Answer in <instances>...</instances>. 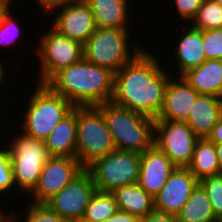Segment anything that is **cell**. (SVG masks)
Wrapping results in <instances>:
<instances>
[{"label":"cell","instance_id":"obj_1","mask_svg":"<svg viewBox=\"0 0 222 222\" xmlns=\"http://www.w3.org/2000/svg\"><path fill=\"white\" fill-rule=\"evenodd\" d=\"M146 50L142 49L114 74L111 102L156 119L163 106L166 85L173 76L159 65L160 56Z\"/></svg>","mask_w":222,"mask_h":222},{"label":"cell","instance_id":"obj_2","mask_svg":"<svg viewBox=\"0 0 222 222\" xmlns=\"http://www.w3.org/2000/svg\"><path fill=\"white\" fill-rule=\"evenodd\" d=\"M114 73L84 58L55 73L45 84L75 107L99 106L113 96Z\"/></svg>","mask_w":222,"mask_h":222},{"label":"cell","instance_id":"obj_3","mask_svg":"<svg viewBox=\"0 0 222 222\" xmlns=\"http://www.w3.org/2000/svg\"><path fill=\"white\" fill-rule=\"evenodd\" d=\"M97 107L105 118L116 149L141 154L154 144L155 119L111 101Z\"/></svg>","mask_w":222,"mask_h":222},{"label":"cell","instance_id":"obj_4","mask_svg":"<svg viewBox=\"0 0 222 222\" xmlns=\"http://www.w3.org/2000/svg\"><path fill=\"white\" fill-rule=\"evenodd\" d=\"M34 93L28 97L20 116L21 126L19 129L25 135L37 140L44 141L54 127L67 115H69L74 105L62 95L53 92L46 84L37 83Z\"/></svg>","mask_w":222,"mask_h":222},{"label":"cell","instance_id":"obj_5","mask_svg":"<svg viewBox=\"0 0 222 222\" xmlns=\"http://www.w3.org/2000/svg\"><path fill=\"white\" fill-rule=\"evenodd\" d=\"M130 32L129 29L97 27L83 44V58L115 74L144 49L138 41L131 39Z\"/></svg>","mask_w":222,"mask_h":222},{"label":"cell","instance_id":"obj_6","mask_svg":"<svg viewBox=\"0 0 222 222\" xmlns=\"http://www.w3.org/2000/svg\"><path fill=\"white\" fill-rule=\"evenodd\" d=\"M115 150L101 110L97 106L77 107L75 157L81 166L86 169L95 160Z\"/></svg>","mask_w":222,"mask_h":222},{"label":"cell","instance_id":"obj_7","mask_svg":"<svg viewBox=\"0 0 222 222\" xmlns=\"http://www.w3.org/2000/svg\"><path fill=\"white\" fill-rule=\"evenodd\" d=\"M13 140L6 141L17 192L29 194L37 185L45 163L52 157L44 141L34 139L19 131ZM23 191V192H22Z\"/></svg>","mask_w":222,"mask_h":222},{"label":"cell","instance_id":"obj_8","mask_svg":"<svg viewBox=\"0 0 222 222\" xmlns=\"http://www.w3.org/2000/svg\"><path fill=\"white\" fill-rule=\"evenodd\" d=\"M39 37L38 46L33 50L39 59V84H45L59 70L79 62L83 58V45L53 27ZM40 76V77H39Z\"/></svg>","mask_w":222,"mask_h":222},{"label":"cell","instance_id":"obj_9","mask_svg":"<svg viewBox=\"0 0 222 222\" xmlns=\"http://www.w3.org/2000/svg\"><path fill=\"white\" fill-rule=\"evenodd\" d=\"M140 164V154L116 149L95 160L86 170L97 191L113 192L121 186L138 183Z\"/></svg>","mask_w":222,"mask_h":222},{"label":"cell","instance_id":"obj_10","mask_svg":"<svg viewBox=\"0 0 222 222\" xmlns=\"http://www.w3.org/2000/svg\"><path fill=\"white\" fill-rule=\"evenodd\" d=\"M199 137L186 122L155 119L154 144L176 167H187Z\"/></svg>","mask_w":222,"mask_h":222},{"label":"cell","instance_id":"obj_11","mask_svg":"<svg viewBox=\"0 0 222 222\" xmlns=\"http://www.w3.org/2000/svg\"><path fill=\"white\" fill-rule=\"evenodd\" d=\"M96 186L91 174L84 169L66 187L45 204L68 222H80Z\"/></svg>","mask_w":222,"mask_h":222},{"label":"cell","instance_id":"obj_12","mask_svg":"<svg viewBox=\"0 0 222 222\" xmlns=\"http://www.w3.org/2000/svg\"><path fill=\"white\" fill-rule=\"evenodd\" d=\"M84 168L76 157L52 156L44 165L38 183L28 194L29 201L45 203L66 187ZM32 196V198H31Z\"/></svg>","mask_w":222,"mask_h":222},{"label":"cell","instance_id":"obj_13","mask_svg":"<svg viewBox=\"0 0 222 222\" xmlns=\"http://www.w3.org/2000/svg\"><path fill=\"white\" fill-rule=\"evenodd\" d=\"M54 11L57 14H54ZM52 13L57 16L54 17L53 23L50 25L59 33L80 42L82 45L97 29L93 13L84 0H71L55 7L48 16H52Z\"/></svg>","mask_w":222,"mask_h":222},{"label":"cell","instance_id":"obj_14","mask_svg":"<svg viewBox=\"0 0 222 222\" xmlns=\"http://www.w3.org/2000/svg\"><path fill=\"white\" fill-rule=\"evenodd\" d=\"M198 184L199 180L187 167H176L163 188L154 197V209L176 216Z\"/></svg>","mask_w":222,"mask_h":222},{"label":"cell","instance_id":"obj_15","mask_svg":"<svg viewBox=\"0 0 222 222\" xmlns=\"http://www.w3.org/2000/svg\"><path fill=\"white\" fill-rule=\"evenodd\" d=\"M138 184L153 198L160 192L176 166L155 144L140 154Z\"/></svg>","mask_w":222,"mask_h":222},{"label":"cell","instance_id":"obj_16","mask_svg":"<svg viewBox=\"0 0 222 222\" xmlns=\"http://www.w3.org/2000/svg\"><path fill=\"white\" fill-rule=\"evenodd\" d=\"M198 95L182 76L174 75L166 85L163 106L156 119L185 122Z\"/></svg>","mask_w":222,"mask_h":222},{"label":"cell","instance_id":"obj_17","mask_svg":"<svg viewBox=\"0 0 222 222\" xmlns=\"http://www.w3.org/2000/svg\"><path fill=\"white\" fill-rule=\"evenodd\" d=\"M172 54L176 64V73L182 76L188 70L200 66L207 60L203 47V31L193 28L190 24L185 26ZM188 28V29H187ZM177 61V62H176Z\"/></svg>","mask_w":222,"mask_h":222},{"label":"cell","instance_id":"obj_18","mask_svg":"<svg viewBox=\"0 0 222 222\" xmlns=\"http://www.w3.org/2000/svg\"><path fill=\"white\" fill-rule=\"evenodd\" d=\"M221 115L222 98L199 94L185 122L199 138H207Z\"/></svg>","mask_w":222,"mask_h":222},{"label":"cell","instance_id":"obj_19","mask_svg":"<svg viewBox=\"0 0 222 222\" xmlns=\"http://www.w3.org/2000/svg\"><path fill=\"white\" fill-rule=\"evenodd\" d=\"M84 1L91 9L97 27L129 29L131 13L129 14L130 6L128 5H131V0Z\"/></svg>","mask_w":222,"mask_h":222},{"label":"cell","instance_id":"obj_20","mask_svg":"<svg viewBox=\"0 0 222 222\" xmlns=\"http://www.w3.org/2000/svg\"><path fill=\"white\" fill-rule=\"evenodd\" d=\"M199 94L222 98V59H207L182 75Z\"/></svg>","mask_w":222,"mask_h":222},{"label":"cell","instance_id":"obj_21","mask_svg":"<svg viewBox=\"0 0 222 222\" xmlns=\"http://www.w3.org/2000/svg\"><path fill=\"white\" fill-rule=\"evenodd\" d=\"M77 107L62 119L44 140L51 156L75 157Z\"/></svg>","mask_w":222,"mask_h":222},{"label":"cell","instance_id":"obj_22","mask_svg":"<svg viewBox=\"0 0 222 222\" xmlns=\"http://www.w3.org/2000/svg\"><path fill=\"white\" fill-rule=\"evenodd\" d=\"M117 201L118 209L140 219L154 210V198L138 183L121 186L111 192Z\"/></svg>","mask_w":222,"mask_h":222},{"label":"cell","instance_id":"obj_23","mask_svg":"<svg viewBox=\"0 0 222 222\" xmlns=\"http://www.w3.org/2000/svg\"><path fill=\"white\" fill-rule=\"evenodd\" d=\"M189 171L200 181L220 174V166L215 144L208 138H199L195 144Z\"/></svg>","mask_w":222,"mask_h":222},{"label":"cell","instance_id":"obj_24","mask_svg":"<svg viewBox=\"0 0 222 222\" xmlns=\"http://www.w3.org/2000/svg\"><path fill=\"white\" fill-rule=\"evenodd\" d=\"M177 222H220L203 187L198 184L181 211Z\"/></svg>","mask_w":222,"mask_h":222},{"label":"cell","instance_id":"obj_25","mask_svg":"<svg viewBox=\"0 0 222 222\" xmlns=\"http://www.w3.org/2000/svg\"><path fill=\"white\" fill-rule=\"evenodd\" d=\"M118 210L117 201L111 192L96 190L80 222H105Z\"/></svg>","mask_w":222,"mask_h":222},{"label":"cell","instance_id":"obj_26","mask_svg":"<svg viewBox=\"0 0 222 222\" xmlns=\"http://www.w3.org/2000/svg\"><path fill=\"white\" fill-rule=\"evenodd\" d=\"M190 25L202 31L222 29V5L211 0H203Z\"/></svg>","mask_w":222,"mask_h":222},{"label":"cell","instance_id":"obj_27","mask_svg":"<svg viewBox=\"0 0 222 222\" xmlns=\"http://www.w3.org/2000/svg\"><path fill=\"white\" fill-rule=\"evenodd\" d=\"M213 207L216 218L222 220V173L199 181Z\"/></svg>","mask_w":222,"mask_h":222},{"label":"cell","instance_id":"obj_28","mask_svg":"<svg viewBox=\"0 0 222 222\" xmlns=\"http://www.w3.org/2000/svg\"><path fill=\"white\" fill-rule=\"evenodd\" d=\"M24 222H68L45 203H27Z\"/></svg>","mask_w":222,"mask_h":222},{"label":"cell","instance_id":"obj_29","mask_svg":"<svg viewBox=\"0 0 222 222\" xmlns=\"http://www.w3.org/2000/svg\"><path fill=\"white\" fill-rule=\"evenodd\" d=\"M3 145L5 148L0 145V195L4 196L6 193L9 195L8 192H12L13 187H15V192L17 189L14 183L9 150L5 144Z\"/></svg>","mask_w":222,"mask_h":222},{"label":"cell","instance_id":"obj_30","mask_svg":"<svg viewBox=\"0 0 222 222\" xmlns=\"http://www.w3.org/2000/svg\"><path fill=\"white\" fill-rule=\"evenodd\" d=\"M13 14L14 13H12V11L10 10L4 16V19L0 25V47H8L11 46L13 43L14 46L17 42V38H20L19 35L21 32V27L19 28L18 20Z\"/></svg>","mask_w":222,"mask_h":222},{"label":"cell","instance_id":"obj_31","mask_svg":"<svg viewBox=\"0 0 222 222\" xmlns=\"http://www.w3.org/2000/svg\"><path fill=\"white\" fill-rule=\"evenodd\" d=\"M203 47L207 59H222V29L204 30Z\"/></svg>","mask_w":222,"mask_h":222},{"label":"cell","instance_id":"obj_32","mask_svg":"<svg viewBox=\"0 0 222 222\" xmlns=\"http://www.w3.org/2000/svg\"><path fill=\"white\" fill-rule=\"evenodd\" d=\"M181 20L190 24L193 18L196 16L198 9L202 5L203 0H173ZM189 22V23H188Z\"/></svg>","mask_w":222,"mask_h":222},{"label":"cell","instance_id":"obj_33","mask_svg":"<svg viewBox=\"0 0 222 222\" xmlns=\"http://www.w3.org/2000/svg\"><path fill=\"white\" fill-rule=\"evenodd\" d=\"M141 222H177V217L154 209L145 218H142Z\"/></svg>","mask_w":222,"mask_h":222},{"label":"cell","instance_id":"obj_34","mask_svg":"<svg viewBox=\"0 0 222 222\" xmlns=\"http://www.w3.org/2000/svg\"><path fill=\"white\" fill-rule=\"evenodd\" d=\"M105 222H141V219L127 212L118 210L114 215H112Z\"/></svg>","mask_w":222,"mask_h":222},{"label":"cell","instance_id":"obj_35","mask_svg":"<svg viewBox=\"0 0 222 222\" xmlns=\"http://www.w3.org/2000/svg\"><path fill=\"white\" fill-rule=\"evenodd\" d=\"M39 7L42 8V11L46 12L45 14H48L52 9L55 7L61 6L71 0H36Z\"/></svg>","mask_w":222,"mask_h":222},{"label":"cell","instance_id":"obj_36","mask_svg":"<svg viewBox=\"0 0 222 222\" xmlns=\"http://www.w3.org/2000/svg\"><path fill=\"white\" fill-rule=\"evenodd\" d=\"M207 138L214 144H222V115Z\"/></svg>","mask_w":222,"mask_h":222},{"label":"cell","instance_id":"obj_37","mask_svg":"<svg viewBox=\"0 0 222 222\" xmlns=\"http://www.w3.org/2000/svg\"><path fill=\"white\" fill-rule=\"evenodd\" d=\"M4 209H0V222H19L17 221L20 217L18 215L19 212L17 211H12L9 209V212L6 213ZM18 215V216H17Z\"/></svg>","mask_w":222,"mask_h":222},{"label":"cell","instance_id":"obj_38","mask_svg":"<svg viewBox=\"0 0 222 222\" xmlns=\"http://www.w3.org/2000/svg\"><path fill=\"white\" fill-rule=\"evenodd\" d=\"M4 61L3 60H0V89L1 90H3V86H2V84H3V82H4V79H6V70L5 69H7L5 66L6 65H2V63H3ZM5 76V77H4ZM3 80V81H2ZM2 87V88H1ZM0 90V95L1 96H3L1 93L3 92V91H1Z\"/></svg>","mask_w":222,"mask_h":222},{"label":"cell","instance_id":"obj_39","mask_svg":"<svg viewBox=\"0 0 222 222\" xmlns=\"http://www.w3.org/2000/svg\"><path fill=\"white\" fill-rule=\"evenodd\" d=\"M217 151L218 162L220 166V174L222 173V144H215Z\"/></svg>","mask_w":222,"mask_h":222},{"label":"cell","instance_id":"obj_40","mask_svg":"<svg viewBox=\"0 0 222 222\" xmlns=\"http://www.w3.org/2000/svg\"><path fill=\"white\" fill-rule=\"evenodd\" d=\"M10 11V9L3 3L0 2V25L4 19V16Z\"/></svg>","mask_w":222,"mask_h":222},{"label":"cell","instance_id":"obj_41","mask_svg":"<svg viewBox=\"0 0 222 222\" xmlns=\"http://www.w3.org/2000/svg\"><path fill=\"white\" fill-rule=\"evenodd\" d=\"M16 0H0L1 3L5 4L10 10L14 9L11 8L12 4L15 3Z\"/></svg>","mask_w":222,"mask_h":222},{"label":"cell","instance_id":"obj_42","mask_svg":"<svg viewBox=\"0 0 222 222\" xmlns=\"http://www.w3.org/2000/svg\"><path fill=\"white\" fill-rule=\"evenodd\" d=\"M2 96L0 95V116H1V112L3 111V109H4V111H5V108H3L1 105H3V102H1V101H4V100H1V99H3V97L1 98ZM2 110V111H1Z\"/></svg>","mask_w":222,"mask_h":222},{"label":"cell","instance_id":"obj_43","mask_svg":"<svg viewBox=\"0 0 222 222\" xmlns=\"http://www.w3.org/2000/svg\"><path fill=\"white\" fill-rule=\"evenodd\" d=\"M211 1L217 2L222 5V0H211Z\"/></svg>","mask_w":222,"mask_h":222}]
</instances>
